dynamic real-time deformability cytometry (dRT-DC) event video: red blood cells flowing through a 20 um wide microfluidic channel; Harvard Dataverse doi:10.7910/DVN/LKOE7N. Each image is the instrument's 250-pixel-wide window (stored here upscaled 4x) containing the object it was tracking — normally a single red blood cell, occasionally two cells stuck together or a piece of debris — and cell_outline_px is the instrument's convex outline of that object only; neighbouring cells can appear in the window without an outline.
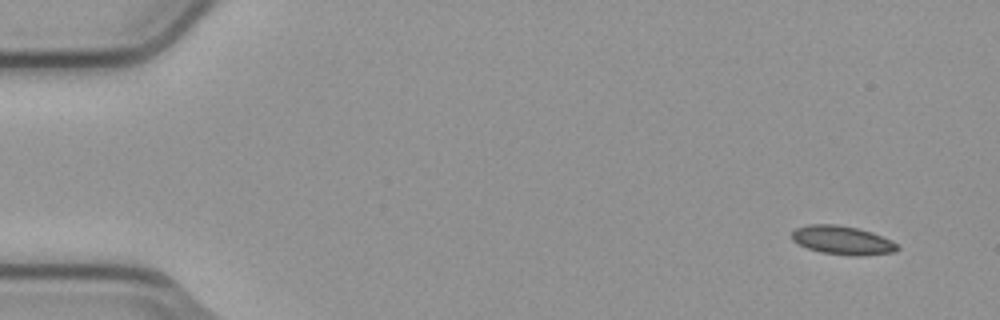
{"species": "common noctule bat (a hibernating species)", "species_latin": "Nyctalus noctula", "temperature_condition": "cold", "stored_images_in_passage": 5, "camera_frame_rate_fps": 3000, "um_per_image_px": 0.085, "animal": {"sex": "male", "body_mass_g": 23.1, "forearm_length_mm": 52.7}, "frame": {"image": 1, "passage_image": 1, "time_ms": 0.0, "image_size_px": [1000, 320], "cell_outline_px": [[900, 248], [892, 252], [860, 256], [856, 256], [820, 252], [808, 248], [792, 240], [792, 232], [796, 228], [808, 224], [836, 224], [856, 228], [872, 232], [892, 240]], "centroid_in_image_um": [71.6, 20.41], "position_along_channel_um": 13.4, "area_um2": 17.51}}